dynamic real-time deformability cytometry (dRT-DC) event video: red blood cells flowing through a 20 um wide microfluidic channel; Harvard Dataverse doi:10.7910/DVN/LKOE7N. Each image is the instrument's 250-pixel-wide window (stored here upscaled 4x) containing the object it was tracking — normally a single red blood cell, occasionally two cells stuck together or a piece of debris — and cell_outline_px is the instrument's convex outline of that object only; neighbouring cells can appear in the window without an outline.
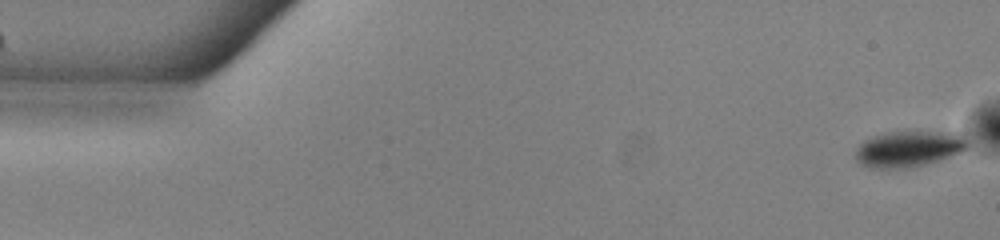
{"species": "common noctule bat (a hibernating species)", "species_latin": "Nyctalus noctula", "temperature_condition": "warm", "stored_images_in_passage": 52, "camera_frame_rate_fps": 3000, "um_per_image_px": 0.085, "animal": {"sex": "male", "body_mass_g": 13.0, "forearm_length_mm": 53.1}, "frame": {"image": 1, "passage_image": 1, "time_ms": 0.0, "image_size_px": [1000, 240], "cell_outline_px": [[968, 148], [960, 152], [940, 160], [924, 164], [904, 168], [868, 168], [860, 164], [856, 160], [856, 148], [864, 140], [888, 132], [916, 128], [956, 132], [964, 136], [968, 140]], "centroid_in_image_um": [77.29, 12.59], "position_along_channel_um": 7.7, "area_um2": 24.39}}
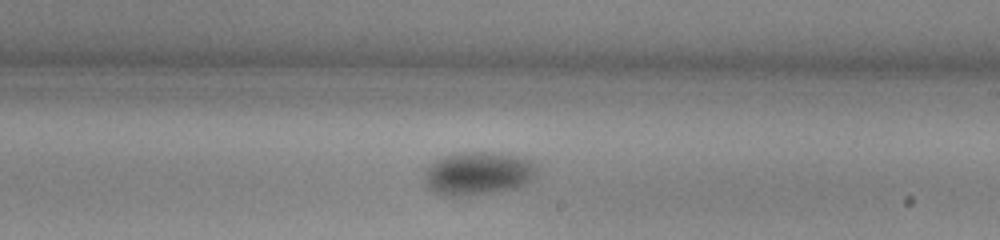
{"frame": {"image": 2, "passage_image": 30, "time_ms": 9.667, "image_size_px": [1000, 240], "cell_outline_px": [[540, 172], [532, 180], [524, 184], [508, 188], [488, 192], [464, 196], [444, 196], [428, 188], [424, 180], [424, 172], [428, 164], [440, 156], [456, 152], [492, 152], [516, 156], [532, 160], [536, 164]], "centroid_in_image_um": [40.6, 14.71], "position_along_channel_um": 248.4, "area_um2": 28.55}}
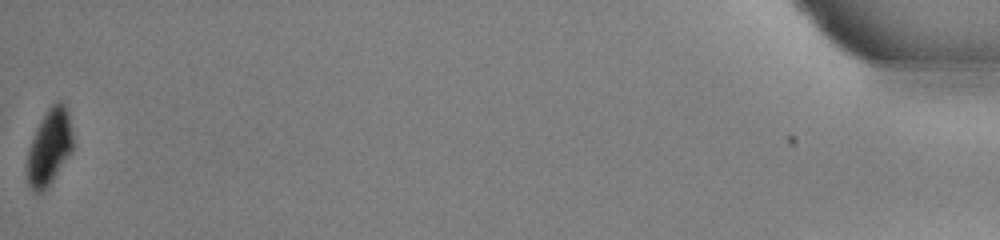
{"frame": {"image": 3, "passage_image": 52, "time_ms": 17.0, "image_size_px": [1000, 240], "cell_outline_px": [[72, 152], [48, 188], [40, 192], [32, 192], [28, 184], [28, 152], [32, 140], [40, 120], [48, 108], [52, 104], [60, 100], [64, 104], [68, 112], [72, 136]], "centroid_in_image_um": [4.21, 12.53], "position_along_channel_um": 431.0, "area_um2": 20.06}, "authors_computed_cell_mechanics": {"area_um2": 26.7036, "velocity_mm_per_s": 3.9203, "shape_relaxation_time_tau1_ms": 2.7052, "shape_relaxation_time_tau2_ms": 5.3186, "deformation_change_tau1": 0.068, "deformation_change_tau2": 0.0334}}